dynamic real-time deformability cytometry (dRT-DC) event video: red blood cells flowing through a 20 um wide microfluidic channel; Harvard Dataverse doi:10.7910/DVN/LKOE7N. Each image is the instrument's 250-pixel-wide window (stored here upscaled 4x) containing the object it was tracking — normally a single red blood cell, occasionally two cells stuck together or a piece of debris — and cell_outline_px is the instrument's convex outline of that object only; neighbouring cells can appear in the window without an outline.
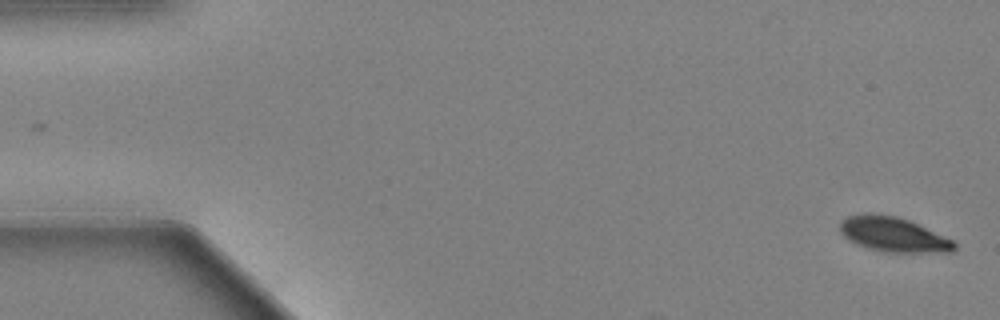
{"species": "Egyptian fruit bat (a non-hibernating species)", "species_latin": "Rousettus aegyptiacus", "temperature_condition": "warm", "stored_images_in_passage": 15, "camera_frame_rate_fps": 3000, "um_per_image_px": 0.085, "animal": {"sex": "female"}, "frame": {"image": 1, "passage_image": 1, "time_ms": 0.0, "image_size_px": [1000, 320], "cell_outline_px": [[956, 248], [952, 252], [884, 252], [868, 248], [856, 244], [848, 240], [840, 232], [840, 224], [848, 216], [864, 212], [896, 216], [908, 220], [952, 240], [956, 244]], "centroid_in_image_um": [75.89, 19.93], "position_along_channel_um": 9.1, "area_um2": 22.95}}